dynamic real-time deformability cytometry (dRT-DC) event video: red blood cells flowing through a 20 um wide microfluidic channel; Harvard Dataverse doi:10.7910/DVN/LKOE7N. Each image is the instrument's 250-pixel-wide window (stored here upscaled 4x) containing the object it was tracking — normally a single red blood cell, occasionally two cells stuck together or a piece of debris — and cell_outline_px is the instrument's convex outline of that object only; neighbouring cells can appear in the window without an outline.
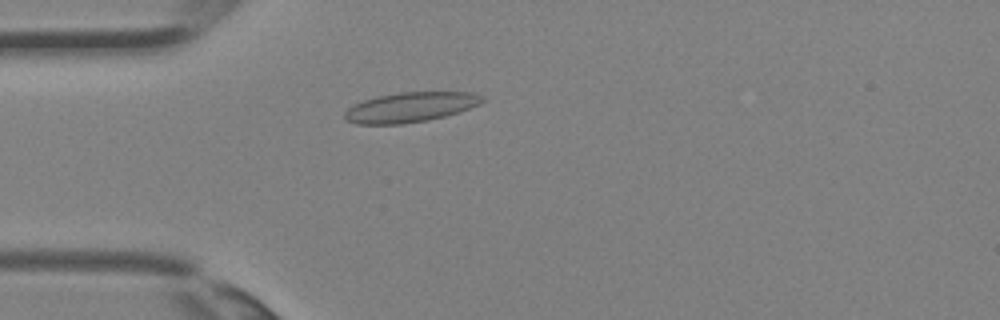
{"species": "Egyptian fruit bat (a non-hibernating species)", "species_latin": "Rousettus aegyptiacus", "temperature_condition": "room temperature", "stored_images_in_passage": 35, "camera_frame_rate_fps": 3000, "um_per_image_px": 0.085, "animal": {"sex": "female"}, "frame": {"image": 1, "passage_image": 9, "time_ms": 2.667, "image_size_px": [1000, 320], "cell_outline_px": [[484, 100], [480, 104], [444, 116], [428, 120], [404, 124], [356, 124], [344, 120], [344, 112], [348, 108], [364, 100], [380, 96], [400, 92], [472, 92], [484, 96]], "centroid_in_image_um": [34.87, 9.12], "position_along_channel_um": 50.1, "area_um2": 23.81}}
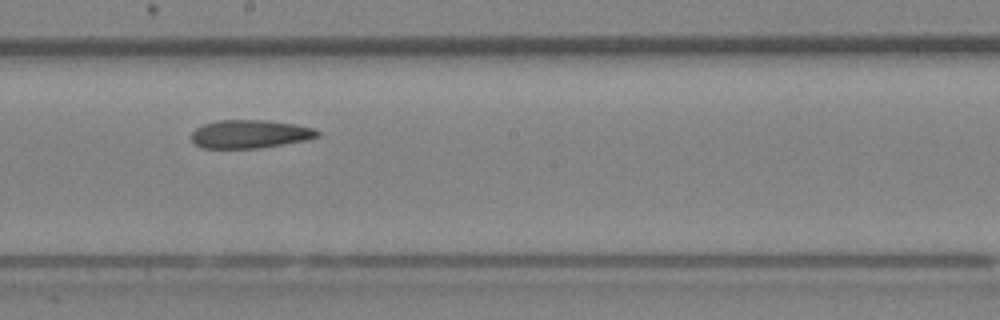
{"frame": {"image": 2, "passage_image": 19, "time_ms": 6.0, "image_size_px": [1000, 320], "cell_outline_px": [[320, 136], [308, 140], [260, 148], [200, 148], [192, 140], [192, 132], [196, 128], [204, 124], [216, 120], [264, 120], [292, 124], [316, 128], [320, 132]], "centroid_in_image_um": [21.27, 11.4], "position_along_channel_um": 226.9, "area_um2": 20.87}}
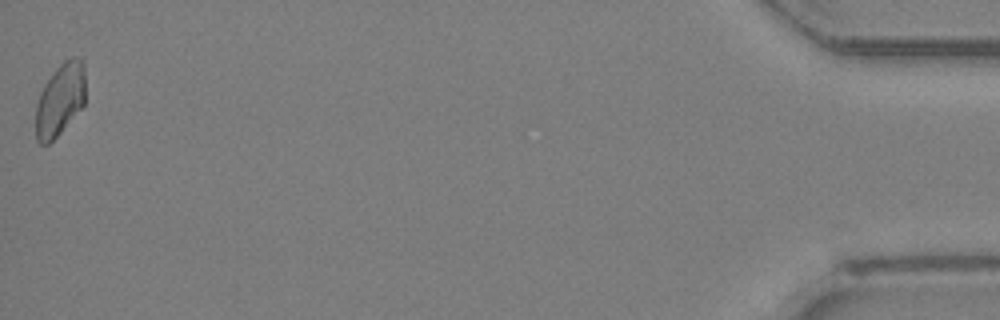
{"frame": {"image": 3, "passage_image": 35, "time_ms": 11.333, "image_size_px": [1000, 320], "cell_outline_px": [[84, 104], [60, 132], [48, 144], [40, 144], [36, 140], [36, 104], [40, 92], [44, 84], [52, 72], [64, 60], [72, 56], [80, 56], [84, 64]], "centroid_in_image_um": [5.09, 8.42], "position_along_channel_um": 430.1, "area_um2": 20.92}}